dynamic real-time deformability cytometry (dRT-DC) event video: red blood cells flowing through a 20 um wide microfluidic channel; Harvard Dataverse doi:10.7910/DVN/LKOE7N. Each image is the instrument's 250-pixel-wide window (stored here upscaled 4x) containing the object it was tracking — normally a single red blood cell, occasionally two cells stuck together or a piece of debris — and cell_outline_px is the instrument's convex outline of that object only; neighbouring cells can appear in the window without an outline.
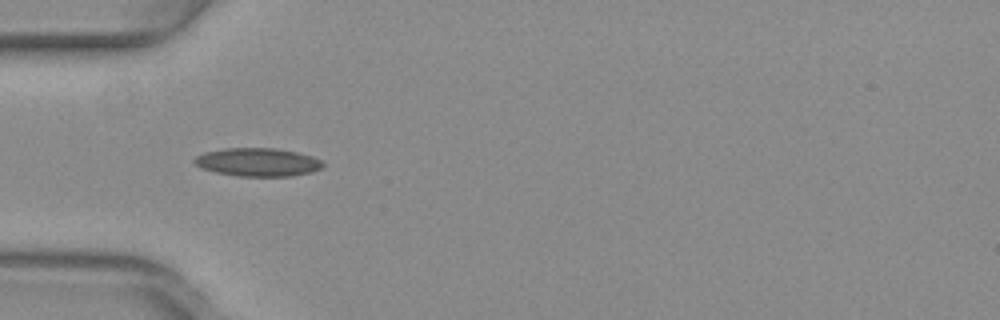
{"species": "common noctule bat (a hibernating species)", "species_latin": "Nyctalus noctula", "temperature_condition": "warm", "stored_images_in_passage": 36, "camera_frame_rate_fps": 3000, "um_per_image_px": 0.085, "animal": {"sex": "female", "body_mass_g": 29.2, "forearm_length_mm": 56.3}, "frame": {"image": 1, "passage_image": 1, "time_ms": 0.0, "image_size_px": [1000, 320], "cell_outline_px": [[324, 164], [320, 168], [312, 172], [292, 176], [236, 176], [216, 172], [200, 168], [192, 160], [196, 156], [204, 152], [224, 148], [272, 148], [296, 152], [312, 156], [320, 160]], "centroid_in_image_um": [21.87, 13.78], "position_along_channel_um": 63.1, "area_um2": 21.15}}
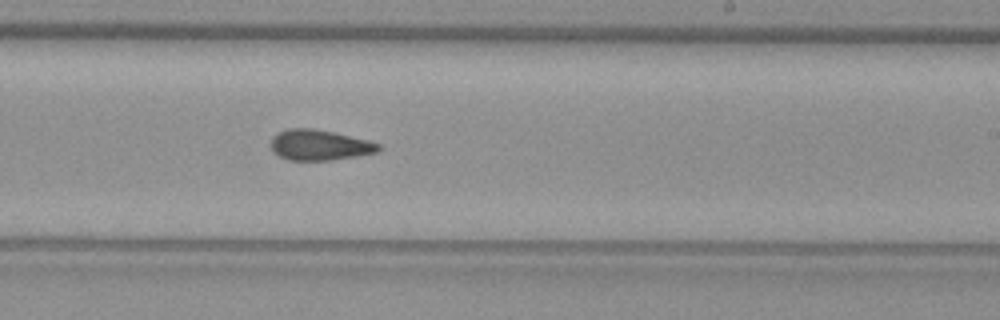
{"frame": {"image": 2, "passage_image": 16, "time_ms": 5.0, "image_size_px": [1000, 320], "cell_outline_px": [[380, 148], [376, 152], [356, 156], [332, 160], [288, 160], [272, 152], [272, 136], [276, 132], [288, 128], [312, 128], [332, 132], [368, 140], [380, 144]], "centroid_in_image_um": [27.12, 12.32], "position_along_channel_um": 261.9, "area_um2": 19.07}}
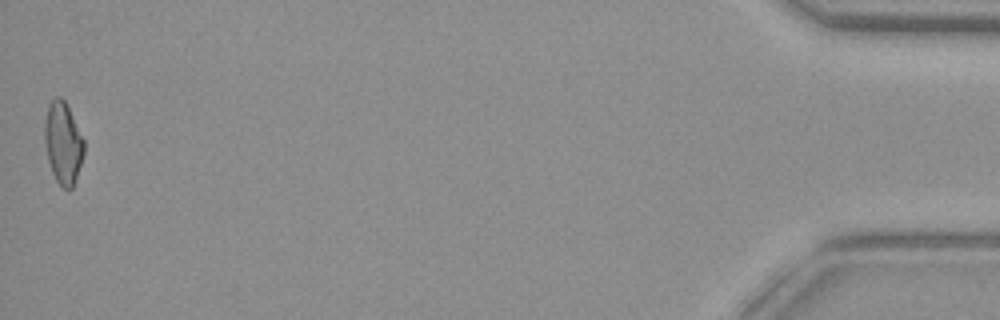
{"frame": {"image": 3, "passage_image": 36, "time_ms": 11.667, "image_size_px": [1000, 320], "cell_outline_px": [[84, 152], [72, 188], [64, 188], [56, 180], [52, 172], [48, 160], [44, 140], [44, 124], [48, 104], [56, 96], [60, 96], [64, 100], [84, 140]], "centroid_in_image_um": [5.33, 12.12], "position_along_channel_um": 429.9, "area_um2": 18.44}, "authors_computed_cell_mechanics": {"area_um2": 19.074, "velocity_mm_per_s": 4.0142, "shape_relaxation_time_tau1_ms": null, "shape_relaxation_time_tau2_ms": 2.5426, "deformation_change_tau1": null, "deformation_change_tau2": 0.0989}}